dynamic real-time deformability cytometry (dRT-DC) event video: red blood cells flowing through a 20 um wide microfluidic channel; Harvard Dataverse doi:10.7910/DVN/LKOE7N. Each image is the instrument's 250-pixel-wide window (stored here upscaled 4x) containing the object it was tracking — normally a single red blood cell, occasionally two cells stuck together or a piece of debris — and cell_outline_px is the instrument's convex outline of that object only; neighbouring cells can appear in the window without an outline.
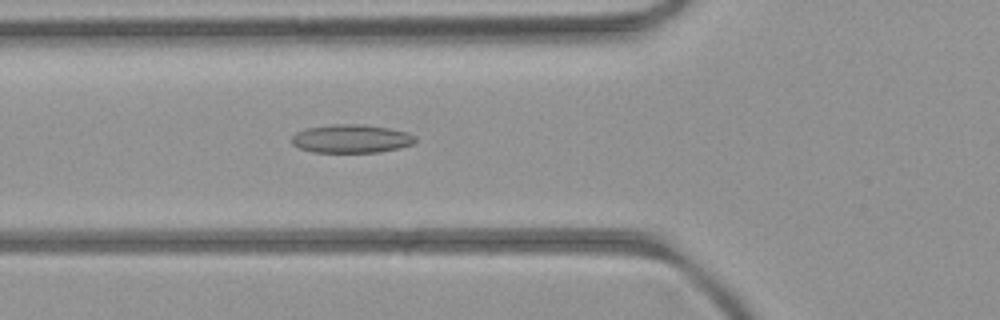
{"species": "common noctule bat (a hibernating species)", "species_latin": "Nyctalus noctula", "temperature_condition": "room temperature", "stored_images_in_passage": 41, "camera_frame_rate_fps": 3000, "um_per_image_px": 0.085, "animal": {"sex": "female", "body_mass_g": 21.9}, "frame": {"image": 1, "passage_image": 8, "time_ms": 2.333, "image_size_px": [1000, 320], "cell_outline_px": [[416, 140], [412, 144], [400, 148], [380, 152], [312, 152], [300, 148], [292, 144], [292, 136], [296, 132], [308, 128], [332, 124], [364, 124], [388, 128], [408, 132], [416, 136]], "centroid_in_image_um": [29.88, 11.79], "position_along_channel_um": 95.9, "area_um2": 20.52}}
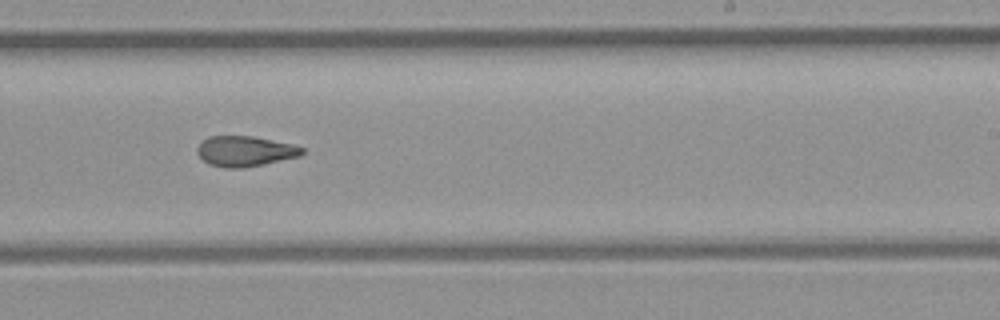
{"frame": {"image": 2, "passage_image": 21, "time_ms": 6.667, "image_size_px": [1000, 320], "cell_outline_px": [[304, 152], [300, 156], [264, 164], [244, 168], [224, 168], [208, 164], [196, 152], [196, 148], [208, 136], [252, 136], [292, 144], [304, 148]], "centroid_in_image_um": [20.82, 12.86], "position_along_channel_um": 268.2, "area_um2": 18.55}}
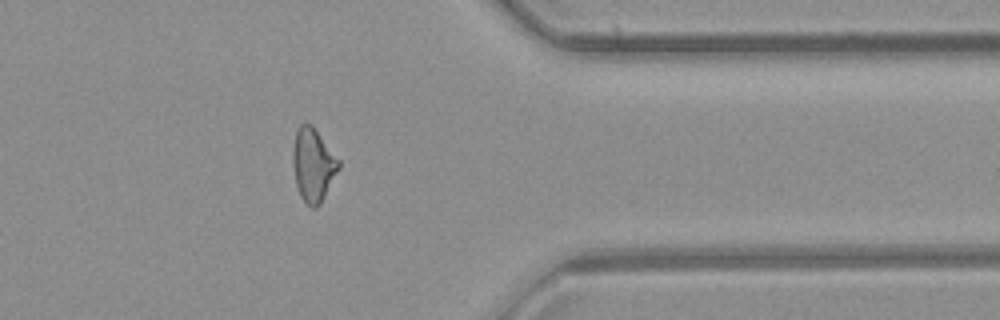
{"frame": {"image": 3, "passage_image": 31, "time_ms": 10.0, "image_size_px": [1000, 320], "cell_outline_px": [[340, 168], [320, 204], [316, 208], [312, 208], [300, 196], [296, 184], [292, 164], [292, 152], [296, 128], [300, 124], [312, 124], [340, 160]], "centroid_in_image_um": [26.61, 13.99], "position_along_channel_um": 384.8, "area_um2": 19.71}, "authors_computed_cell_mechanics": {"area_um2": 19.2474, "velocity_mm_per_s": 3.9563, "shape_relaxation_time_tau1_ms": null, "shape_relaxation_time_tau2_ms": 3.8633, "deformation_change_tau1": null, "deformation_change_tau2": 0.1245}}